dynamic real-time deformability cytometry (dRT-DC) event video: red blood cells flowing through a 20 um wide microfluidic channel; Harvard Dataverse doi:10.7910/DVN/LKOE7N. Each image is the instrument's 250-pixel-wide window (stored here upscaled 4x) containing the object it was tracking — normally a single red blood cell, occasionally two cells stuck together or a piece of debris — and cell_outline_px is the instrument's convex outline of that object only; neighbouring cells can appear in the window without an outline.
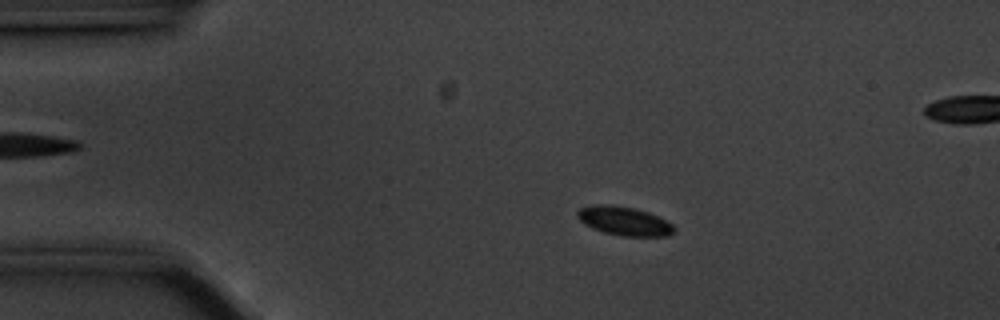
{"species": "common noctule bat (a hibernating species)", "species_latin": "Nyctalus noctula", "temperature_condition": "cold", "stored_images_in_passage": 58, "camera_frame_rate_fps": 3000, "um_per_image_px": 0.085, "animal": {"sex": "male", "body_mass_g": 20.1, "forearm_length_mm": 53.5}, "frame": {"image": 1, "passage_image": 11, "time_ms": 3.333, "image_size_px": [1000, 320], "cell_outline_px": [[676, 228], [668, 236], [620, 236], [604, 232], [592, 228], [584, 224], [576, 216], [576, 212], [580, 208], [596, 204], [604, 204], [632, 208], [648, 212], [672, 224]], "centroid_in_image_um": [53.02, 18.79], "position_along_channel_um": 32.0, "area_um2": 16.07}}
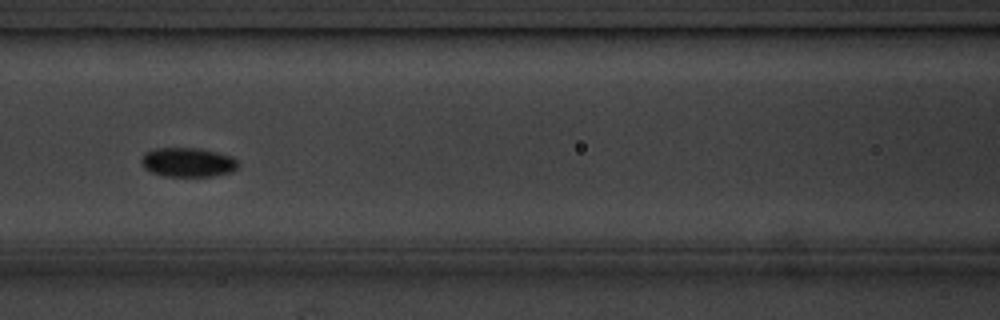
{"frame": {"image": 2, "passage_image": 25, "time_ms": 8.0, "image_size_px": [1000, 320], "cell_outline_px": [[240, 164], [232, 172], [216, 176], [164, 176], [152, 172], [144, 168], [140, 160], [148, 152], [156, 148], [200, 148], [232, 156]], "centroid_in_image_um": [16.01, 13.8], "position_along_channel_um": 150.6, "area_um2": 16.47}}
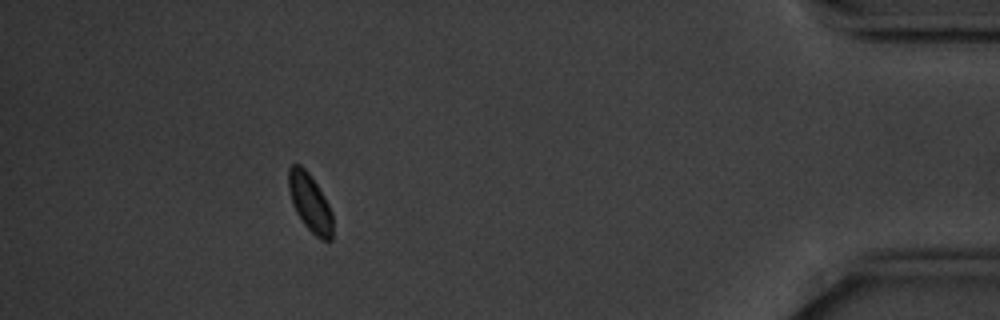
{"frame": {"image": 3, "passage_image": 52, "time_ms": 17.0, "image_size_px": [1000, 320], "cell_outline_px": [[332, 240], [320, 240], [304, 224], [296, 212], [292, 204], [288, 188], [288, 168], [292, 164], [300, 164], [308, 172], [324, 196], [332, 212]], "centroid_in_image_um": [26.33, 17.22], "position_along_channel_um": 408.9, "area_um2": 14.85}}